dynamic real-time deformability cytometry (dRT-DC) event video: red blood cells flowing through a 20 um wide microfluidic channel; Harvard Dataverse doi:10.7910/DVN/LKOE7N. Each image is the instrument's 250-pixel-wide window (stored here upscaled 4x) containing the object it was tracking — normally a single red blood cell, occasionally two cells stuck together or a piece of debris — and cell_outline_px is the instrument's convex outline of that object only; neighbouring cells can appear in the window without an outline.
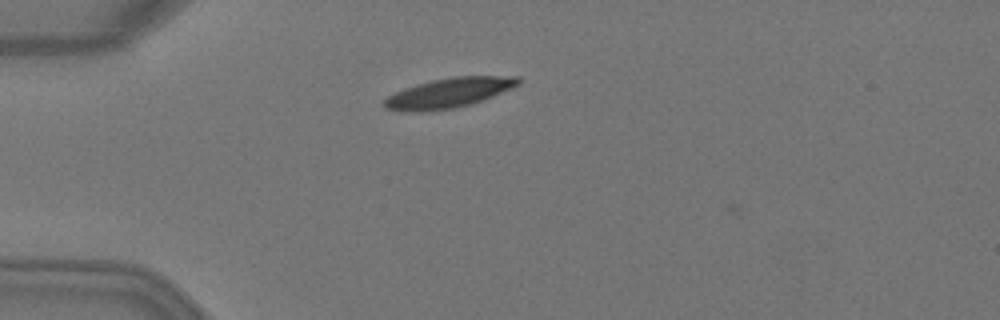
{"species": "Egyptian fruit bat (a non-hibernating species)", "species_latin": "Rousettus aegyptiacus", "temperature_condition": "warm", "stored_images_in_passage": 2, "camera_frame_rate_fps": 3000, "um_per_image_px": 0.085, "animal": {"sex": "female"}, "frame": {"image": 1, "passage_image": 1, "time_ms": 0.0, "image_size_px": [1000, 320], "cell_outline_px": [[520, 84], [492, 96], [468, 104], [452, 108], [420, 112], [416, 112], [384, 108], [384, 100], [388, 96], [404, 88], [416, 84], [432, 80], [452, 76], [520, 76]], "centroid_in_image_um": [38.14, 7.87], "position_along_channel_um": 46.9, "area_um2": 22.89}}